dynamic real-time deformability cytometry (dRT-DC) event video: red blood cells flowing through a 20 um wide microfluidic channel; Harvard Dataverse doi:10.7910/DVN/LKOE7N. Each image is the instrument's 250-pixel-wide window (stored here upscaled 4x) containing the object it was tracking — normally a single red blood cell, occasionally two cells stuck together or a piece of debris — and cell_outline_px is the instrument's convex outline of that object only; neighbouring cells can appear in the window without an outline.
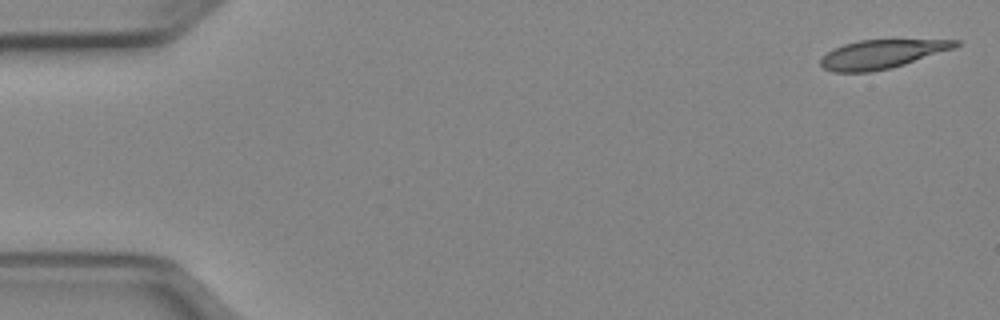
{"species": "Egyptian fruit bat (a non-hibernating species)", "species_latin": "Rousettus aegyptiacus", "temperature_condition": "cold", "stored_images_in_passage": 9, "camera_frame_rate_fps": 3000, "um_per_image_px": 0.085, "animal": {"sex": "female"}, "frame": {"image": 1, "passage_image": 1, "time_ms": 0.0, "image_size_px": [1000, 320], "cell_outline_px": [[960, 44], [956, 48], [892, 68], [868, 72], [832, 72], [824, 68], [820, 64], [820, 60], [828, 52], [844, 44], [860, 40], [960, 40]], "centroid_in_image_um": [74.98, 4.61], "position_along_channel_um": 10.0, "area_um2": 22.43}}